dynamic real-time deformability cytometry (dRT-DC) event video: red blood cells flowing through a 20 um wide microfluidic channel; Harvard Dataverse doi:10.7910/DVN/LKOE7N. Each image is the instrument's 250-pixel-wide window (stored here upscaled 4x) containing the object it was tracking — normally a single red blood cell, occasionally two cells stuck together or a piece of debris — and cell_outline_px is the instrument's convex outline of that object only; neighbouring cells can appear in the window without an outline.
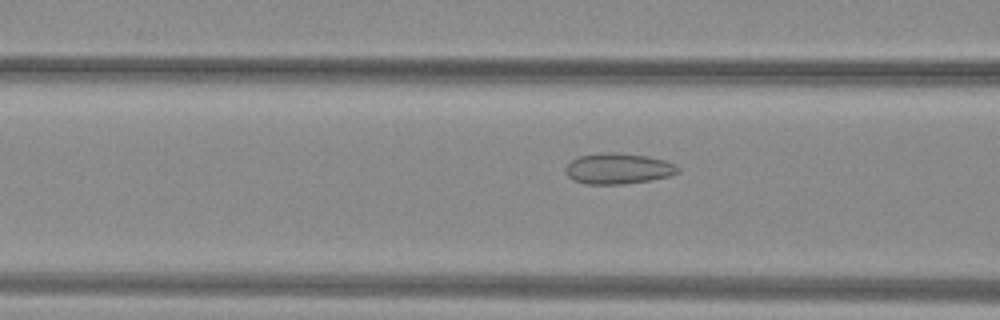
{"species": "common noctule bat (a hibernating species)", "species_latin": "Nyctalus noctula", "temperature_condition": "warm", "stored_images_in_passage": 39, "camera_frame_rate_fps": 3000, "um_per_image_px": 0.085, "animal": {"sex": "female", "body_mass_g": 29.2, "forearm_length_mm": 56.3}, "frame": {"image": 1, "passage_image": 8, "time_ms": 2.333, "image_size_px": [1000, 320], "cell_outline_px": [[680, 172], [668, 176], [652, 180], [624, 184], [584, 184], [568, 176], [564, 172], [564, 168], [572, 160], [580, 156], [604, 152], [616, 152], [648, 156], [664, 160], [676, 164], [680, 168]], "centroid_in_image_um": [52.57, 14.33], "position_along_channel_um": 114.0, "area_um2": 20.29}}
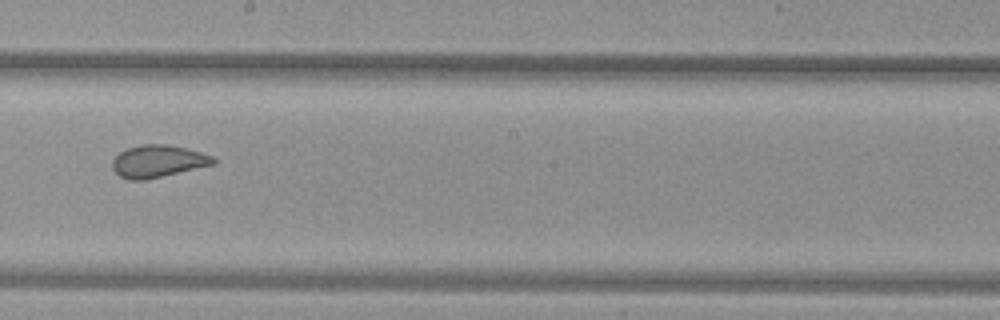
{"frame": {"image": 2, "passage_image": 17, "time_ms": 5.333, "image_size_px": [1000, 320], "cell_outline_px": [[216, 164], [144, 180], [128, 180], [120, 176], [112, 168], [112, 160], [120, 152], [128, 148], [140, 144], [168, 144], [200, 152], [212, 156], [216, 160]], "centroid_in_image_um": [13.42, 13.7], "position_along_channel_um": 234.8, "area_um2": 18.9}}
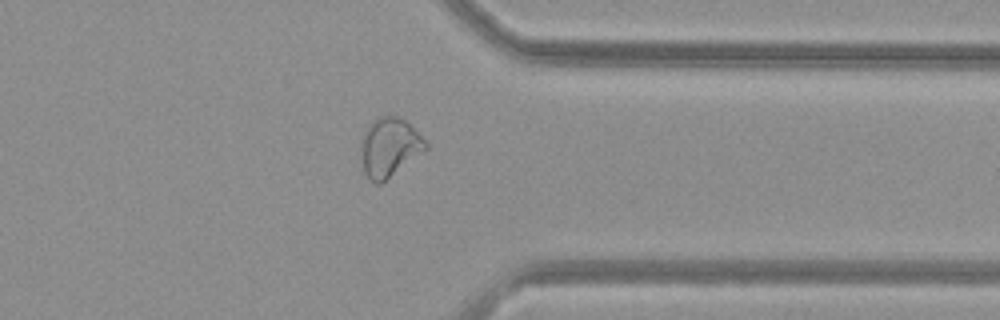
{"frame": {"image": 3, "passage_image": 28, "time_ms": 9.0, "image_size_px": [1000, 320], "cell_outline_px": [[428, 148], [380, 184], [376, 184], [368, 180], [364, 172], [360, 156], [360, 140], [368, 124], [372, 120], [380, 116], [396, 116], [404, 120], [428, 140]], "centroid_in_image_um": [33.07, 12.51], "position_along_channel_um": 378.3, "area_um2": 22.48}, "authors_computed_cell_mechanics": {"area_um2": 20.2878, "velocity_mm_per_s": 4.0206, "shape_relaxation_time_tau1_ms": null, "shape_relaxation_time_tau2_ms": 0.9441, "deformation_change_tau1": null, "deformation_change_tau2": 0.0558}}